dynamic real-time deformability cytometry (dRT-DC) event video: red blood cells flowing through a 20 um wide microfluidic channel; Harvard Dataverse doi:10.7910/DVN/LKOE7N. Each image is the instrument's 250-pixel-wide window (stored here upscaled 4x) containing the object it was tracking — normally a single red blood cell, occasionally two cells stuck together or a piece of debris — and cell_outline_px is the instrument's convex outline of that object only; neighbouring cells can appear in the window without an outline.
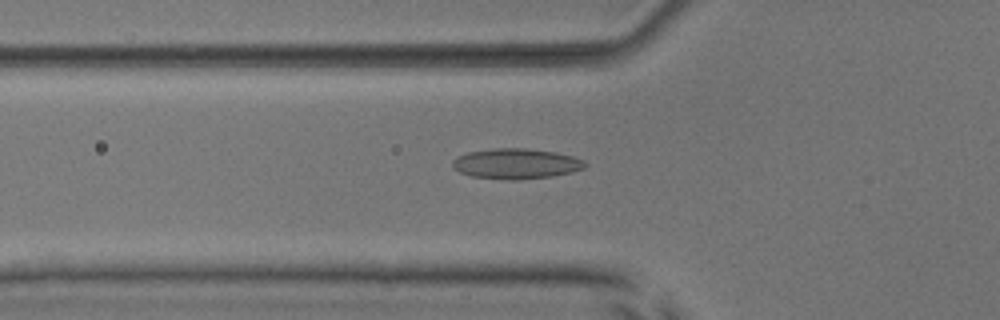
{"species": "common noctule bat (a hibernating species)", "species_latin": "Nyctalus noctula", "temperature_condition": "room temperature", "stored_images_in_passage": 40, "camera_frame_rate_fps": 3000, "um_per_image_px": 0.085, "animal": {"sex": "male", "body_mass_g": 17.9, "forearm_length_mm": 54.2}, "frame": {"image": 1, "passage_image": 7, "time_ms": 2.0, "image_size_px": [1000, 320], "cell_outline_px": [[588, 164], [584, 168], [572, 172], [552, 176], [520, 180], [504, 180], [472, 176], [460, 172], [452, 168], [452, 160], [456, 156], [468, 152], [496, 148], [524, 148], [556, 152], [572, 156], [584, 160]], "centroid_in_image_um": [43.86, 13.92], "position_along_channel_um": 81.9, "area_um2": 23.64}}
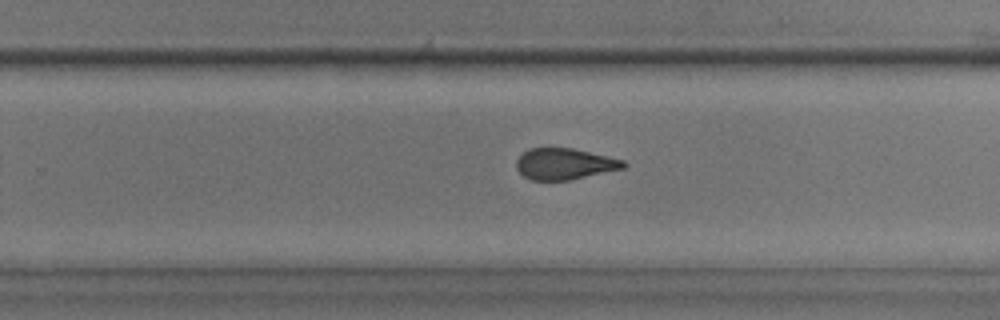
{"frame": {"image": 2, "passage_image": 22, "time_ms": 7.0, "image_size_px": [1000, 320], "cell_outline_px": [[628, 164], [624, 168], [572, 180], [532, 180], [524, 176], [516, 168], [516, 160], [528, 148], [572, 148], [624, 160]], "centroid_in_image_um": [47.99, 13.94], "position_along_channel_um": 281.8, "area_um2": 19.48}}
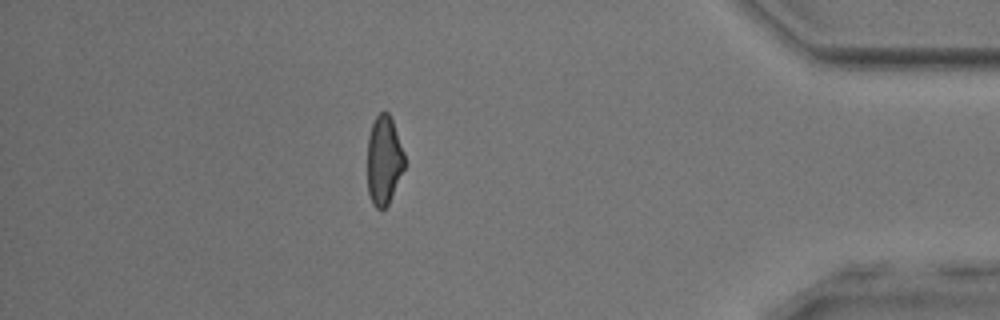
{"frame": {"image": 3, "passage_image": 34, "time_ms": 11.0, "image_size_px": [1000, 320], "cell_outline_px": [[404, 168], [388, 204], [384, 208], [376, 208], [372, 204], [368, 192], [368, 136], [372, 124], [376, 116], [380, 112], [388, 112], [392, 120], [404, 152]], "centroid_in_image_um": [32.62, 13.62], "position_along_channel_um": 402.6, "area_um2": 19.02}, "authors_computed_cell_mechanics": {"area_um2": 20.6346, "velocity_mm_per_s": 4.004, "shape_relaxation_time_tau1_ms": null, "shape_relaxation_time_tau2_ms": 1.5545, "deformation_change_tau1": null, "deformation_change_tau2": 0.1015}}